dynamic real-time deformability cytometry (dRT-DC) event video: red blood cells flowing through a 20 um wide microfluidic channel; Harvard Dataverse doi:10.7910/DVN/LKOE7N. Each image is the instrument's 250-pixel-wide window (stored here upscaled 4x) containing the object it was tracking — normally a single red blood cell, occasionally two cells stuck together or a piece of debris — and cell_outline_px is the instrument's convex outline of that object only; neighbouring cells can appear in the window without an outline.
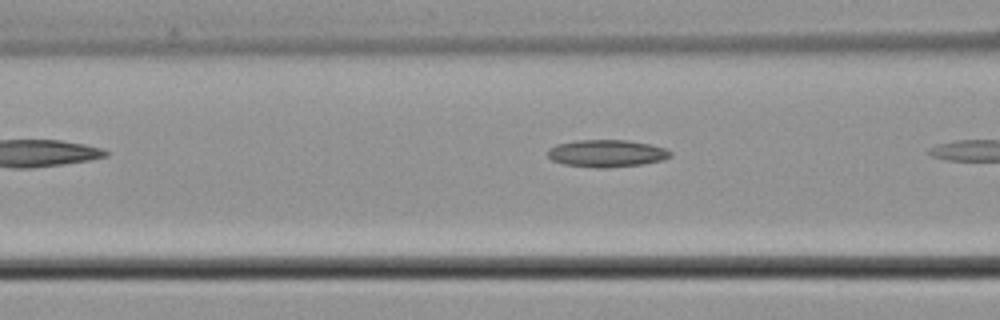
{"species": "common noctule bat (a hibernating species)", "species_latin": "Nyctalus noctula", "temperature_condition": "cold", "stored_images_in_passage": 7, "camera_frame_rate_fps": 3000, "um_per_image_px": 0.085, "animal": {"sex": "male", "body_mass_g": 21.5, "forearm_length_mm": 52.0}, "frame": {"image": 1, "passage_image": 6, "time_ms": 1.667, "image_size_px": [1000, 320], "cell_outline_px": [[672, 156], [664, 160], [640, 164], [608, 168], [596, 168], [564, 164], [552, 160], [548, 156], [548, 148], [556, 144], [576, 140], [628, 140], [652, 144], [664, 148], [672, 152]], "centroid_in_image_um": [51.58, 13.03], "position_along_channel_um": 115.0, "area_um2": 19.65}}